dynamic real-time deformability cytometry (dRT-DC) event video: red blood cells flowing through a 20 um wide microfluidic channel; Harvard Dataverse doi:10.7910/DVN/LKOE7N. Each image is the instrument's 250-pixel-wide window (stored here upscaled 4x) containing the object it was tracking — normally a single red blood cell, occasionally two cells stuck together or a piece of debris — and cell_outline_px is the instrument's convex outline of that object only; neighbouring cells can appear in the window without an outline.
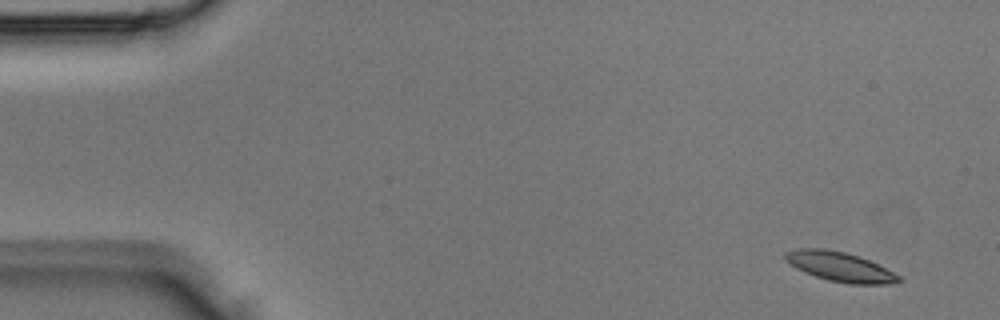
{"species": "Egyptian fruit bat (a non-hibernating species)", "species_latin": "Rousettus aegyptiacus", "temperature_condition": "room temperature", "stored_images_in_passage": 3, "camera_frame_rate_fps": 3000, "um_per_image_px": 0.085, "animal": {"sex": "male"}, "frame": {"image": 1, "passage_image": 1, "time_ms": 0.0, "image_size_px": [1000, 320], "cell_outline_px": [[904, 280], [888, 284], [848, 284], [828, 280], [804, 272], [796, 268], [784, 260], [784, 252], [796, 248], [824, 248], [844, 252], [868, 260], [900, 276]], "centroid_in_image_um": [71.34, 22.67], "position_along_channel_um": 13.7, "area_um2": 19.42}}